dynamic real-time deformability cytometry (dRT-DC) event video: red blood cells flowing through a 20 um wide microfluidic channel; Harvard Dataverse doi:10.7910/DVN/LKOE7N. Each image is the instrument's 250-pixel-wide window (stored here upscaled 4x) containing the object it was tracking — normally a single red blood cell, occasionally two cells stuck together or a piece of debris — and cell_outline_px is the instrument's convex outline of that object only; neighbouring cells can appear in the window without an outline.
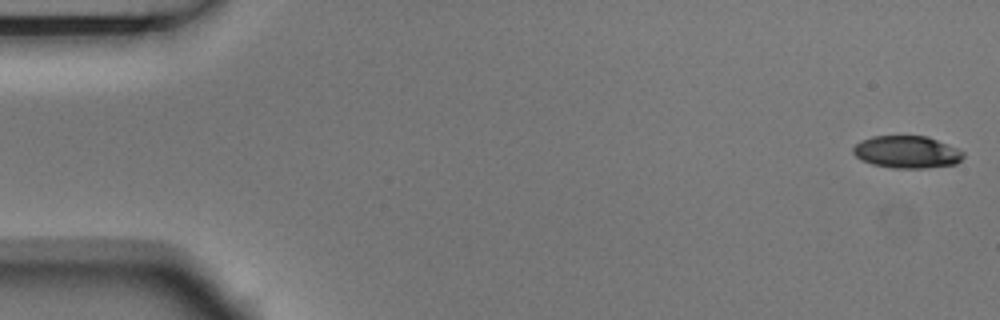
{"species": "Egyptian fruit bat (a non-hibernating species)", "species_latin": "Rousettus aegyptiacus", "temperature_condition": "room temperature", "stored_images_in_passage": 5, "camera_frame_rate_fps": 3000, "um_per_image_px": 0.085, "animal": {"sex": "male"}, "frame": {"image": 1, "passage_image": 1, "time_ms": 0.0, "image_size_px": [1000, 320], "cell_outline_px": [[964, 156], [956, 164], [928, 168], [892, 168], [872, 164], [860, 160], [852, 152], [852, 148], [860, 140], [872, 136], [928, 136], [956, 148], [964, 152]], "centroid_in_image_um": [77.06, 12.92], "position_along_channel_um": 7.9, "area_um2": 20.87}}